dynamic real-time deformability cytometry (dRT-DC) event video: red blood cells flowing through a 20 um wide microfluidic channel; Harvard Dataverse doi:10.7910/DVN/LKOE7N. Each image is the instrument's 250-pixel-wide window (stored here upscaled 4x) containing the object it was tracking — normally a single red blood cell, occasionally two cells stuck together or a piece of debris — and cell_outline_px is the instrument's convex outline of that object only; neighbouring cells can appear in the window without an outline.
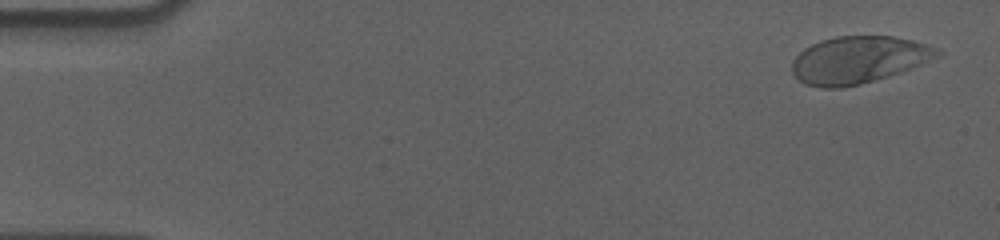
{"species": "human", "species_latin": "Homo sapiens", "temperature_condition": "cold", "stored_images_in_passage": 56, "camera_frame_rate_fps": 3000, "um_per_image_px": 0.085, "donor": {"sex": "male"}, "frame": {"image": 1, "passage_image": 2, "time_ms": 0.333, "image_size_px": [1000, 240], "cell_outline_px": [[944, 52], [940, 56], [900, 72], [888, 76], [860, 84], [840, 88], [820, 88], [804, 84], [792, 72], [792, 60], [804, 48], [820, 40], [836, 36], [892, 36], [912, 40], [936, 48]], "centroid_in_image_um": [72.94, 5.08], "position_along_channel_um": 12.1, "area_um2": 39.77}}
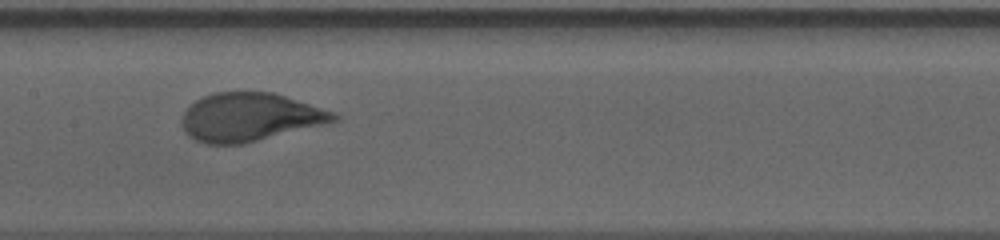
{"frame": {"image": 2, "passage_image": 28, "time_ms": 9.0, "image_size_px": [1000, 240], "cell_outline_px": [[340, 120], [244, 144], [204, 144], [188, 136], [184, 132], [180, 120], [180, 116], [196, 100], [212, 92], [272, 92], [332, 112], [340, 116]], "centroid_in_image_um": [21.17, 9.97], "position_along_channel_um": 186.2, "area_um2": 42.6}}
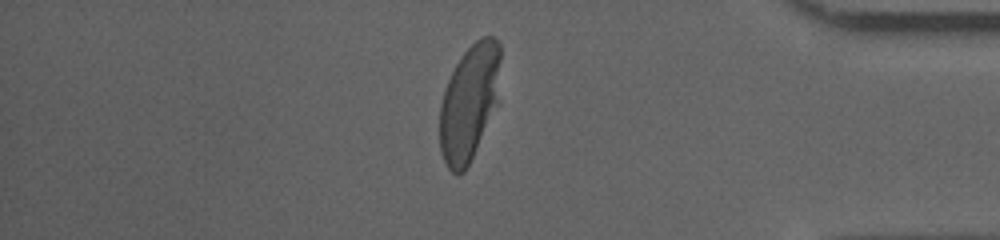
{"frame": {"image": 3, "passage_image": 48, "time_ms": 15.667, "image_size_px": [1000, 240], "cell_outline_px": [[500, 60], [496, 104], [472, 156], [464, 172], [456, 176], [448, 168], [440, 152], [440, 104], [448, 80], [456, 64], [464, 52], [476, 40], [484, 36], [492, 36], [500, 44]], "centroid_in_image_um": [39.85, 8.71], "position_along_channel_um": 395.3, "area_um2": 40.23}, "authors_computed_cell_mechanics": {"area_um2": 42.5697, "velocity_mm_per_s": 3.5539, "shape_relaxation_time_tau1_ms": 4.6013, "shape_relaxation_time_tau2_ms": null, "deformation_change_tau1": 0.1875, "deformation_change_tau2": null}}